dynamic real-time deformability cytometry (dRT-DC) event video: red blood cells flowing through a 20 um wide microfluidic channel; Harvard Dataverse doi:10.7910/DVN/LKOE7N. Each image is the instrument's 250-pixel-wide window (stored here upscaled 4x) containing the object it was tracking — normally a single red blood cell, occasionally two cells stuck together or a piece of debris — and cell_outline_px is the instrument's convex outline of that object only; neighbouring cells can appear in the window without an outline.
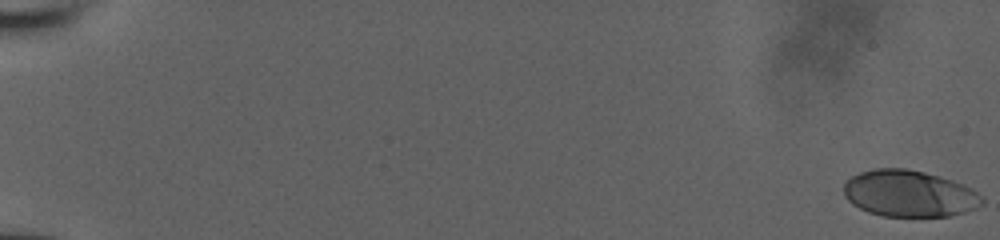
{"species": "human", "species_latin": "Homo sapiens", "temperature_condition": "room temperature", "stored_images_in_passage": 33, "camera_frame_rate_fps": 3000, "um_per_image_px": 0.085, "donor": {"sex": "male"}, "frame": {"image": 1, "passage_image": 1, "time_ms": 0.0, "image_size_px": [1000, 240], "cell_outline_px": [[984, 204], [976, 208], [964, 212], [948, 216], [884, 216], [868, 212], [852, 204], [844, 196], [844, 184], [852, 176], [860, 172], [872, 168], [904, 168], [924, 172], [940, 176], [964, 184], [972, 188], [984, 196]], "centroid_in_image_um": [77.31, 16.45], "position_along_channel_um": 7.7, "area_um2": 37.74}}
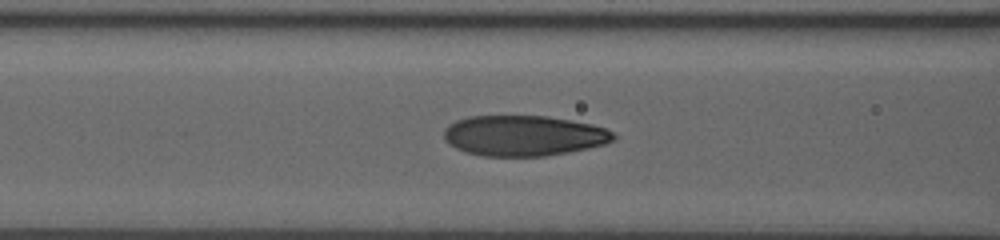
{"frame": {"image": 2, "passage_image": 19, "time_ms": 8.333, "image_size_px": [1000, 240], "cell_outline_px": [[616, 140], [604, 144], [588, 148], [568, 152], [544, 156], [484, 156], [464, 152], [448, 144], [444, 140], [444, 128], [448, 124], [456, 120], [468, 116], [548, 116], [572, 120], [592, 124], [604, 128], [612, 132], [616, 136]], "centroid_in_image_um": [44.49, 11.53], "position_along_channel_um": 122.1, "area_um2": 40.29}}
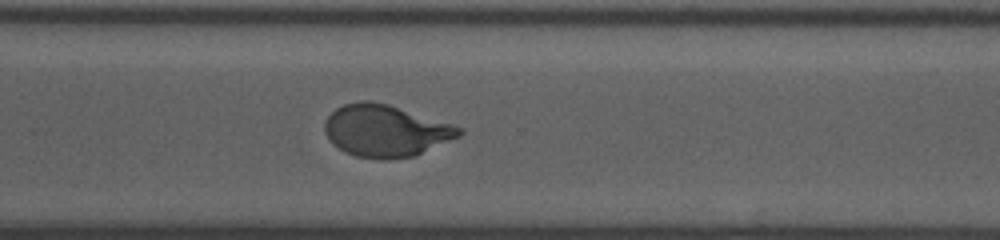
{"frame": {"image": 3, "passage_image": 33, "time_ms": 13.667, "image_size_px": [1000, 240], "cell_outline_px": [[464, 132], [460, 136], [416, 156], [356, 156], [344, 152], [332, 144], [324, 132], [324, 124], [328, 116], [336, 108], [344, 104], [360, 100], [368, 100], [388, 104], [452, 124], [464, 128]], "centroid_in_image_um": [32.78, 11.07], "position_along_channel_um": 337.8, "area_um2": 40.06}}